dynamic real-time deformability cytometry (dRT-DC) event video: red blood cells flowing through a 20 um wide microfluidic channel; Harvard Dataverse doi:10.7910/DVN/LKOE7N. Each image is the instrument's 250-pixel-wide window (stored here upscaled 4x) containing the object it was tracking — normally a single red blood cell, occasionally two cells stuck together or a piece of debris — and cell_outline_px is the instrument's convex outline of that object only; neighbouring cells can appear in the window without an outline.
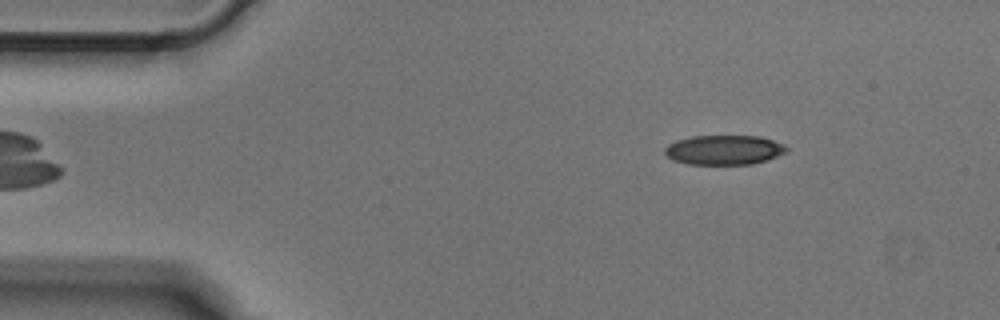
{"species": "Egyptian fruit bat (a non-hibernating species)", "species_latin": "Rousettus aegyptiacus", "temperature_condition": "cold", "stored_images_in_passage": 5, "camera_frame_rate_fps": 3000, "um_per_image_px": 0.085, "animal": {"sex": "male"}, "frame": {"image": 1, "passage_image": 5, "time_ms": 1.333, "image_size_px": [1000, 320], "cell_outline_px": [[788, 152], [768, 160], [752, 164], [688, 164], [672, 160], [664, 152], [664, 148], [668, 144], [676, 140], [692, 136], [760, 136], [784, 144], [788, 148]], "centroid_in_image_um": [61.56, 12.74], "position_along_channel_um": 23.4, "area_um2": 21.15}}